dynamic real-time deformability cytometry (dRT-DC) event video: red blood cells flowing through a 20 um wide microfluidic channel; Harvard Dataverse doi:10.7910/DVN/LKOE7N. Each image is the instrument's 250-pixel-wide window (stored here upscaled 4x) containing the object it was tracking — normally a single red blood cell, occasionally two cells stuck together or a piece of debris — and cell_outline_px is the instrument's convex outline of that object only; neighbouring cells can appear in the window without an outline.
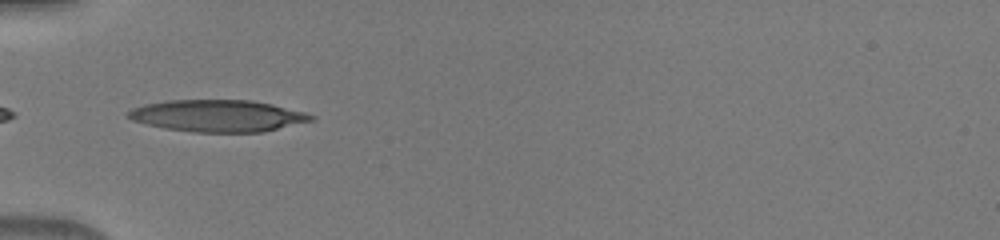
{"species": "human", "species_latin": "Homo sapiens", "temperature_condition": "warm", "stored_images_in_passage": 33, "camera_frame_rate_fps": 3000, "um_per_image_px": 0.085, "donor": {"sex": "male"}, "frame": {"image": 1, "passage_image": 1, "time_ms": 0.0, "image_size_px": [1000, 240], "cell_outline_px": [[316, 120], [264, 132], [192, 132], [164, 128], [132, 120], [124, 116], [132, 108], [144, 104], [164, 100], [252, 100], [272, 104], [304, 112], [316, 116]], "centroid_in_image_um": [18.52, 9.84], "position_along_channel_um": 66.5, "area_um2": 34.22}}
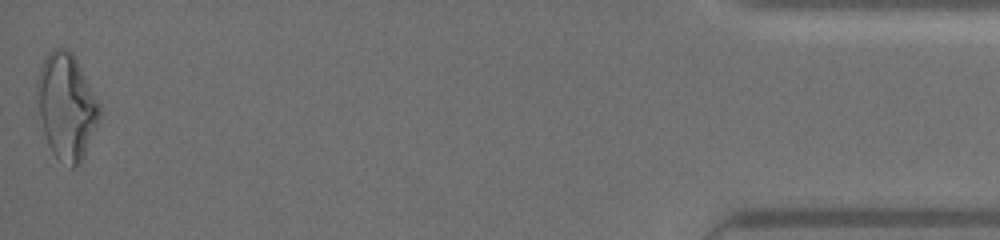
{"frame": {"image": 2, "passage_image": 33, "time_ms": 10.667, "image_size_px": [1000, 240], "cell_outline_px": [[100, 116], [84, 156], [80, 164], [72, 168], [56, 156], [52, 152], [48, 144], [44, 132], [40, 116], [36, 92], [36, 80], [44, 56], [52, 48], [64, 48], [72, 52], [76, 56], [100, 104]], "centroid_in_image_um": [5.65, 8.99], "position_along_channel_um": 429.6, "area_um2": 38.55}}